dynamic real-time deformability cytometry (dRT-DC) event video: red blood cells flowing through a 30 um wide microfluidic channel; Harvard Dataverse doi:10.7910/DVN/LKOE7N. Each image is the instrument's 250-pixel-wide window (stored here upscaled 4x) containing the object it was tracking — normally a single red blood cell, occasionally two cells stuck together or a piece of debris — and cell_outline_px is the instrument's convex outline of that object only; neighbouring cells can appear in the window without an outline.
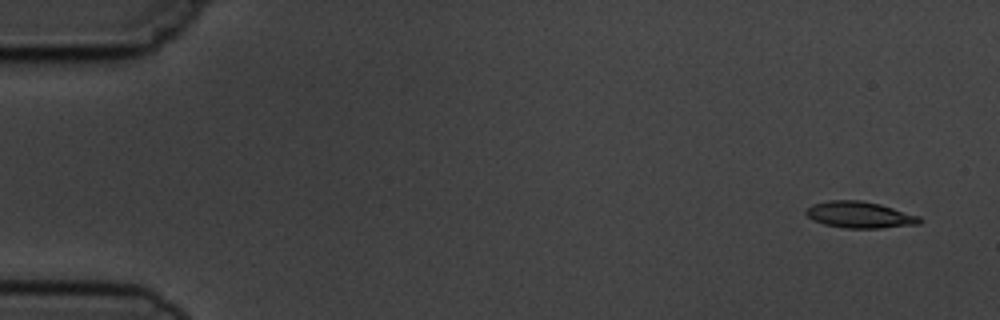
{"species": "common noctule bat (a hibernating species)", "species_latin": "Nyctalus noctula", "temperature_condition": "cold", "stored_images_in_passage": 5, "camera_frame_rate_fps": 3000, "um_per_image_px": 0.085, "animal": {"sex": "male", "body_mass_g": 19.5, "forearm_length_mm": 54.6}, "frame": {"image": 1, "passage_image": 1, "time_ms": 0.0, "image_size_px": [1000, 320], "cell_outline_px": [[924, 220], [920, 224], [880, 228], [844, 228], [824, 224], [812, 220], [804, 212], [804, 208], [812, 204], [828, 200], [860, 200], [880, 204], [920, 216]], "centroid_in_image_um": [73.06, 18.25], "position_along_channel_um": 11.9, "area_um2": 17.74}}
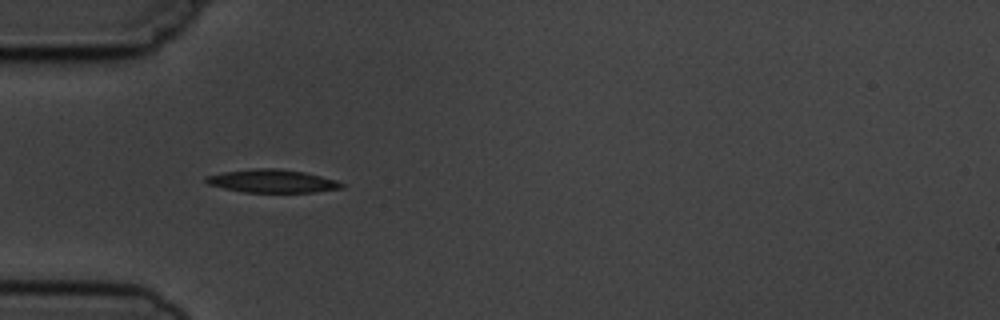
{"frame": {"image": 2, "passage_image": 4, "time_ms": 4.667, "image_size_px": [1000, 320], "cell_outline_px": [[344, 188], [312, 192], [244, 192], [224, 188], [208, 184], [204, 180], [204, 176], [224, 172], [256, 168], [276, 168], [304, 172], [336, 180], [344, 184]], "centroid_in_image_um": [23.13, 15.39], "position_along_channel_um": 61.9, "area_um2": 18.15}}
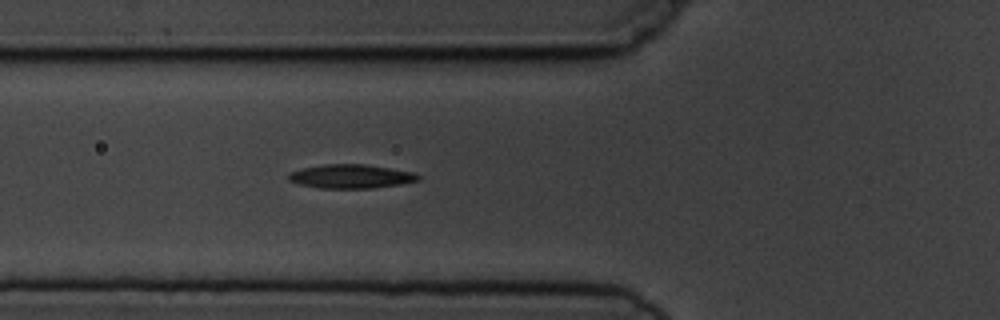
{"frame": {"image": 3, "passage_image": 5, "time_ms": 5.667, "image_size_px": [1000, 320], "cell_outline_px": [[420, 180], [400, 184], [372, 188], [320, 188], [300, 184], [288, 180], [288, 172], [304, 168], [324, 164], [364, 164], [416, 172], [420, 176]], "centroid_in_image_um": [29.85, 14.99], "position_along_channel_um": 96.0, "area_um2": 18.03}}